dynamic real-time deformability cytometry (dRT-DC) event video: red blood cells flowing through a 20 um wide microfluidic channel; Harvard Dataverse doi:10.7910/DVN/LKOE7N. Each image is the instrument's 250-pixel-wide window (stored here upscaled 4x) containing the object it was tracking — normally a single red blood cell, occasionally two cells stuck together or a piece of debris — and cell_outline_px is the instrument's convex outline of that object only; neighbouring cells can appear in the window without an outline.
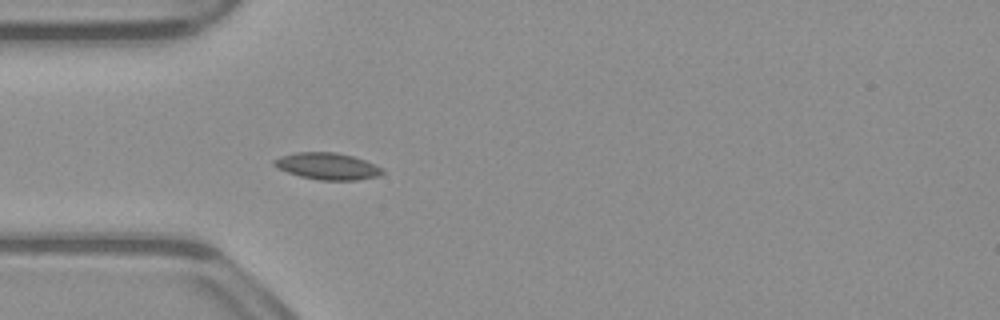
{"species": "common noctule bat (a hibernating species)", "species_latin": "Nyctalus noctula", "temperature_condition": "warm", "stored_images_in_passage": 39, "camera_frame_rate_fps": 3000, "um_per_image_px": 0.085, "animal": {"sex": "male", "body_mass_g": 23.1, "forearm_length_mm": 52.7}, "frame": {"image": 1, "passage_image": 1, "time_ms": 0.0, "image_size_px": [1000, 320], "cell_outline_px": [[384, 172], [376, 176], [356, 180], [320, 180], [300, 176], [276, 168], [272, 164], [272, 160], [280, 156], [296, 152], [332, 152], [352, 156], [364, 160], [384, 168]], "centroid_in_image_um": [27.79, 14.12], "position_along_channel_um": 57.2, "area_um2": 16.82}}
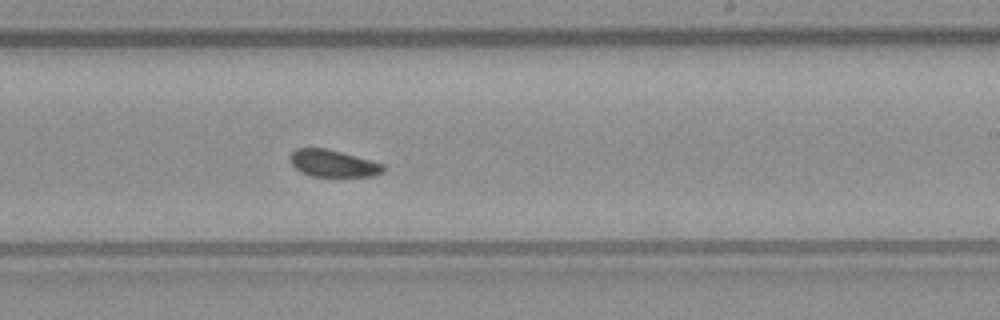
{"frame": {"image": 2, "passage_image": 17, "time_ms": 5.333, "image_size_px": [1000, 320], "cell_outline_px": [[384, 172], [372, 176], [312, 176], [300, 172], [288, 160], [288, 156], [296, 148], [328, 148], [384, 164]], "centroid_in_image_um": [28.28, 13.88], "position_along_channel_um": 260.7, "area_um2": 14.74}}
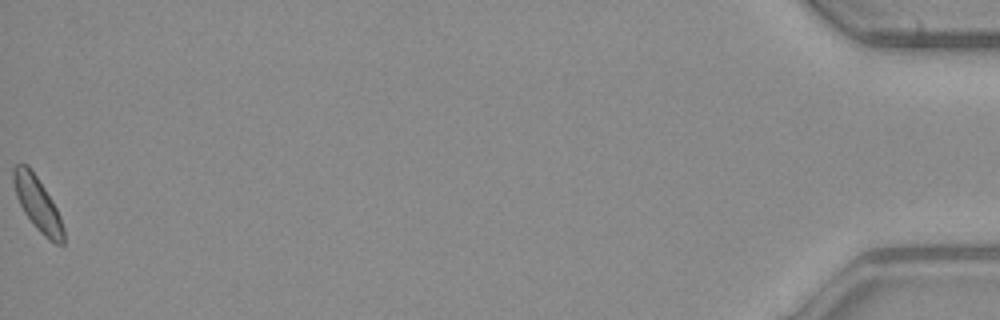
{"frame": {"image": 3, "passage_image": 39, "time_ms": 12.667, "image_size_px": [1000, 320], "cell_outline_px": [[64, 244], [56, 244], [48, 240], [32, 224], [24, 212], [16, 196], [12, 180], [12, 168], [16, 164], [28, 164], [52, 200], [60, 216], [64, 228]], "centroid_in_image_um": [3.18, 17.33], "position_along_channel_um": 432.0, "area_um2": 15.72}}